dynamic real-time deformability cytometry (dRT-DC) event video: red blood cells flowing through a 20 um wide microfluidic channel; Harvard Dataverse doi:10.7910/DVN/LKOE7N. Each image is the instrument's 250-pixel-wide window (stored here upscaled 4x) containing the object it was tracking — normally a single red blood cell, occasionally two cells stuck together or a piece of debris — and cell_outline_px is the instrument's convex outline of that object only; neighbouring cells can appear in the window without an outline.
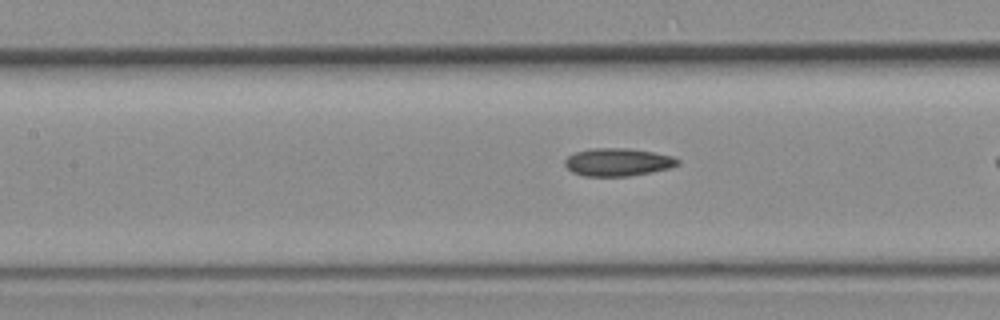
{"species": "common noctule bat (a hibernating species)", "species_latin": "Nyctalus noctula", "temperature_condition": "room temperature", "stored_images_in_passage": 23, "camera_frame_rate_fps": 3000, "um_per_image_px": 0.085, "animal": {"sex": "female", "body_mass_g": 19.3, "forearm_length_mm": 54.1}, "frame": {"image": 1, "passage_image": 17, "time_ms": 5.333, "image_size_px": [1000, 320], "cell_outline_px": [[680, 164], [668, 168], [628, 176], [584, 176], [572, 172], [564, 164], [564, 160], [568, 156], [576, 152], [592, 148], [628, 148], [652, 152], [672, 156], [680, 160]], "centroid_in_image_um": [52.49, 13.77], "position_along_channel_um": 154.9, "area_um2": 18.15}}
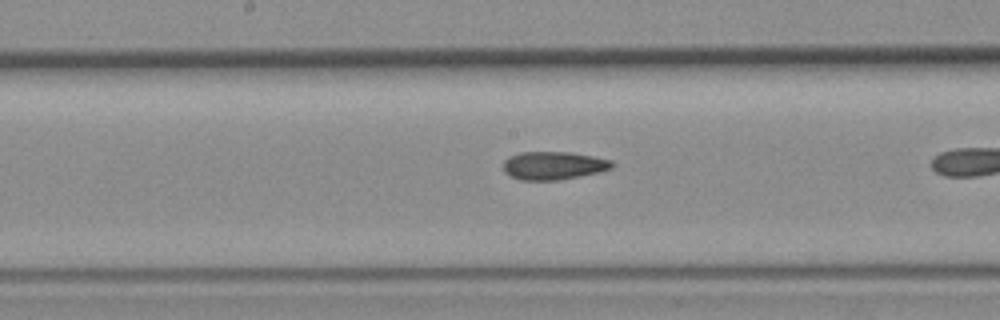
{"frame": {"image": 2, "passage_image": 20, "time_ms": 6.333, "image_size_px": [1000, 320], "cell_outline_px": [[616, 164], [612, 168], [600, 172], [580, 176], [556, 180], [520, 180], [504, 172], [504, 160], [508, 156], [520, 152], [572, 152], [612, 160]], "centroid_in_image_um": [47.07, 14.06], "position_along_channel_um": 201.1, "area_um2": 17.92}}